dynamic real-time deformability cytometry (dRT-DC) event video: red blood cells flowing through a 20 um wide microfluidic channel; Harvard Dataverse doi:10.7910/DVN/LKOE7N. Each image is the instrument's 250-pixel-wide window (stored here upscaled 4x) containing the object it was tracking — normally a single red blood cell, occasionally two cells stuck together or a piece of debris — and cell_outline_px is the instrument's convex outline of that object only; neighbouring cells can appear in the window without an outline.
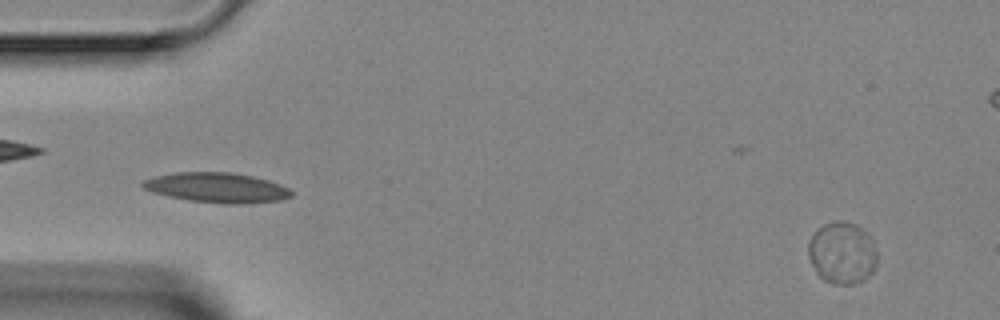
{"species": "Egyptian fruit bat (a non-hibernating species)", "species_latin": "Rousettus aegyptiacus", "temperature_condition": "room temperature", "stored_images_in_passage": 6, "camera_frame_rate_fps": 3000, "um_per_image_px": 0.085, "animal": {"sex": "female"}, "frame": {"image": 1, "passage_image": 2, "time_ms": 1.0, "image_size_px": [1000, 320], "cell_outline_px": [[876, 264], [872, 272], [864, 280], [856, 284], [832, 284], [824, 280], [816, 272], [808, 256], [808, 240], [824, 224], [832, 220], [840, 220], [856, 224], [872, 240], [876, 252]], "centroid_in_image_um": [71.57, 21.51], "position_along_channel_um": 13.4, "area_um2": 24.8}}